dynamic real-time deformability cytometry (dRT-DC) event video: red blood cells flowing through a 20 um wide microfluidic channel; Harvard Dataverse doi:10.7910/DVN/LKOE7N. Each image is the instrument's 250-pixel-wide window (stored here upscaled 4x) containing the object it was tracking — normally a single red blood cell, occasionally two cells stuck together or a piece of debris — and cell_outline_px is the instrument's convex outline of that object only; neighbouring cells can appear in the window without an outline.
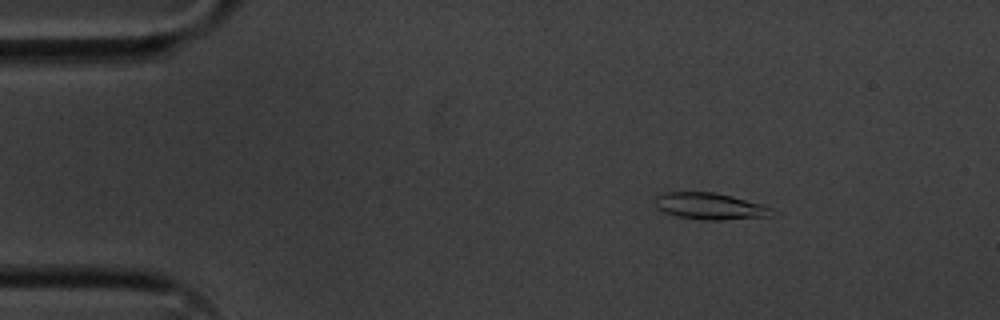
{"species": "common noctule bat (a hibernating species)", "species_latin": "Nyctalus noctula", "temperature_condition": "cold", "stored_images_in_passage": 55, "camera_frame_rate_fps": 3000, "um_per_image_px": 0.085, "animal": {"sex": "male", "body_mass_g": 20.1, "forearm_length_mm": 53.5}, "frame": {"image": 1, "passage_image": 8, "time_ms": 2.333, "image_size_px": [1000, 320], "cell_outline_px": [[772, 216], [720, 220], [704, 220], [680, 216], [664, 212], [656, 208], [656, 196], [664, 192], [712, 192], [732, 196], [760, 204], [772, 208]], "centroid_in_image_um": [60.33, 17.52], "position_along_channel_um": 24.7, "area_um2": 17.86}}
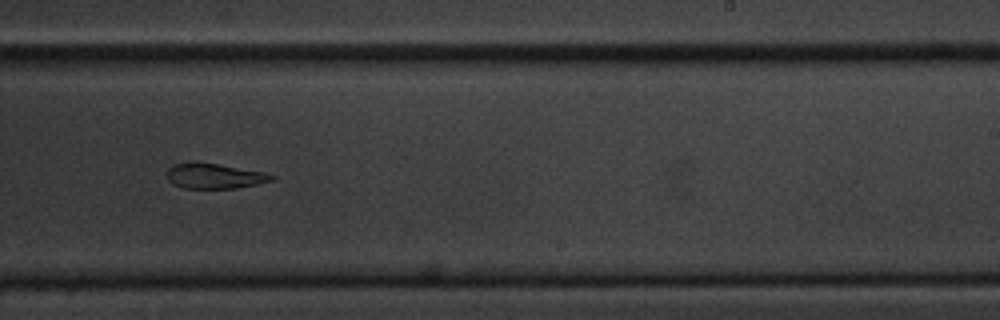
{"frame": {"image": 2, "passage_image": 34, "time_ms": 11.0, "image_size_px": [1000, 320], "cell_outline_px": [[276, 176], [272, 180], [256, 184], [236, 188], [184, 188], [172, 184], [168, 180], [168, 168], [172, 164], [192, 160], [196, 160], [264, 172]], "centroid_in_image_um": [18.16, 14.93], "position_along_channel_um": 270.8, "area_um2": 15.61}}
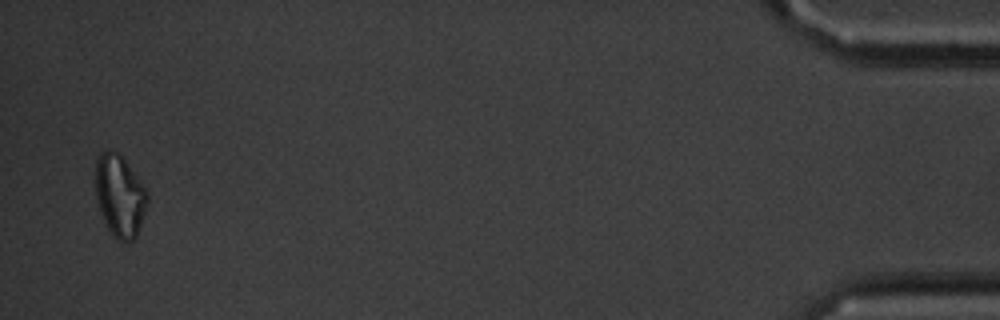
{"frame": {"image": 3, "passage_image": 54, "time_ms": 17.667, "image_size_px": [1000, 320], "cell_outline_px": [[148, 204], [136, 236], [132, 240], [124, 244], [116, 240], [112, 236], [104, 224], [96, 200], [92, 180], [96, 156], [100, 152], [108, 148], [120, 152], [148, 192]], "centroid_in_image_um": [10.11, 16.61], "position_along_channel_um": 425.1, "area_um2": 26.07}, "authors_computed_cell_mechanics": {"area_um2": 17.1666, "velocity_mm_per_s": 3.5889, "shape_relaxation_time_tau1_ms": 5.0038, "shape_relaxation_time_tau2_ms": null, "deformation_change_tau1": 0.1392, "deformation_change_tau2": null}}